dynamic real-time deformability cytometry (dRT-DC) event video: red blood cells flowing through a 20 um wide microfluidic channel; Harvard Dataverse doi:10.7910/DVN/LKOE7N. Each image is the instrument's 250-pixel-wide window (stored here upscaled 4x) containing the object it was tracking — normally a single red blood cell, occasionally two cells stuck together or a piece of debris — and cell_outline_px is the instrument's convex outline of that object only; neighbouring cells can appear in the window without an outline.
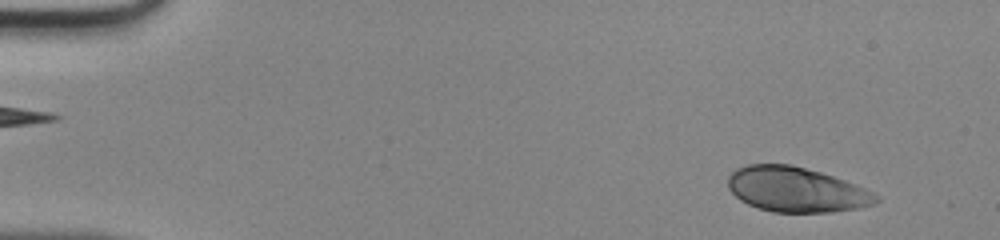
{"species": "human", "species_latin": "Homo sapiens", "temperature_condition": "room temperature", "stored_images_in_passage": 46, "camera_frame_rate_fps": 3000, "um_per_image_px": 0.085, "donor": {"sex": "male"}, "frame": {"image": 1, "passage_image": 3, "time_ms": 0.667, "image_size_px": [1000, 240], "cell_outline_px": [[880, 200], [872, 204], [860, 208], [832, 212], [772, 212], [748, 204], [740, 200], [728, 188], [728, 176], [736, 168], [748, 164], [788, 164], [820, 172], [844, 180], [864, 188], [880, 196]], "centroid_in_image_um": [67.67, 16.12], "position_along_channel_um": 17.3, "area_um2": 38.61}}
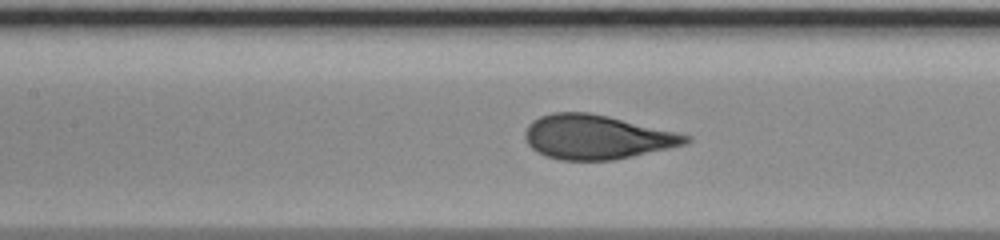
{"frame": {"image": 2, "passage_image": 21, "time_ms": 6.667, "image_size_px": [1000, 240], "cell_outline_px": [[692, 140], [688, 144], [632, 156], [612, 160], [560, 160], [544, 156], [536, 152], [528, 144], [524, 136], [524, 132], [528, 124], [532, 120], [540, 116], [552, 112], [588, 112], [608, 116], [676, 132], [692, 136]], "centroid_in_image_um": [50.69, 11.65], "position_along_channel_um": 156.7, "area_um2": 41.56}}
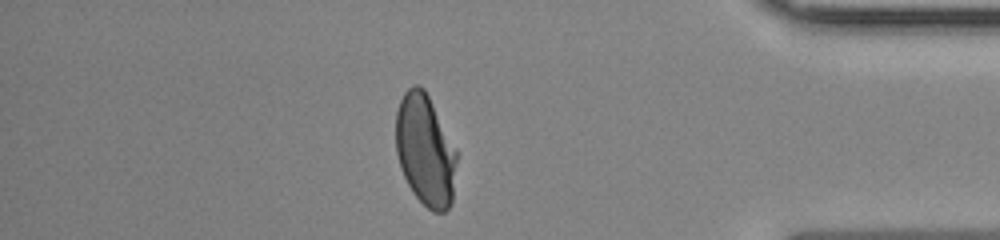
{"frame": {"image": 3, "passage_image": 40, "time_ms": 13.0, "image_size_px": [1000, 240], "cell_outline_px": [[456, 160], [452, 204], [444, 212], [432, 212], [412, 192], [400, 168], [396, 152], [396, 112], [400, 100], [404, 92], [412, 84], [420, 84], [424, 88], [456, 152]], "centroid_in_image_um": [36.11, 12.78], "position_along_channel_um": 399.1, "area_um2": 39.07}}